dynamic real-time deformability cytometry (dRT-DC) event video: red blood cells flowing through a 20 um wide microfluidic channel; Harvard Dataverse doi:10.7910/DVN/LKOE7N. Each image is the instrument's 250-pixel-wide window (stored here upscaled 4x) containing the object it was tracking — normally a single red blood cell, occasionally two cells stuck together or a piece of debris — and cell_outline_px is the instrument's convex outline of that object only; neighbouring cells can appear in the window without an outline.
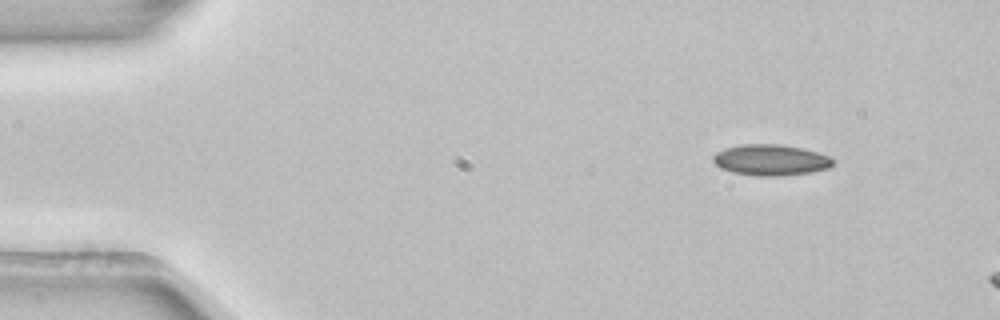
{"species": "common noctule bat (a hibernating species)", "species_latin": "Nyctalus noctula", "temperature_condition": "room temperature", "stored_images_in_passage": 3, "camera_frame_rate_fps": 3000, "um_per_image_px": 0.085, "animal": {"sex": "female", "body_mass_g": 22.7, "forearm_length_mm": 54.2}, "frame": {"image": 1, "passage_image": 1, "time_ms": 0.0, "image_size_px": [1000, 320], "cell_outline_px": [[832, 164], [828, 168], [812, 172], [780, 176], [764, 176], [732, 172], [720, 168], [712, 160], [712, 156], [716, 152], [724, 148], [744, 144], [780, 144], [804, 148], [820, 152], [828, 156], [832, 160]], "centroid_in_image_um": [65.5, 13.59], "position_along_channel_um": 19.5, "area_um2": 21.68}}